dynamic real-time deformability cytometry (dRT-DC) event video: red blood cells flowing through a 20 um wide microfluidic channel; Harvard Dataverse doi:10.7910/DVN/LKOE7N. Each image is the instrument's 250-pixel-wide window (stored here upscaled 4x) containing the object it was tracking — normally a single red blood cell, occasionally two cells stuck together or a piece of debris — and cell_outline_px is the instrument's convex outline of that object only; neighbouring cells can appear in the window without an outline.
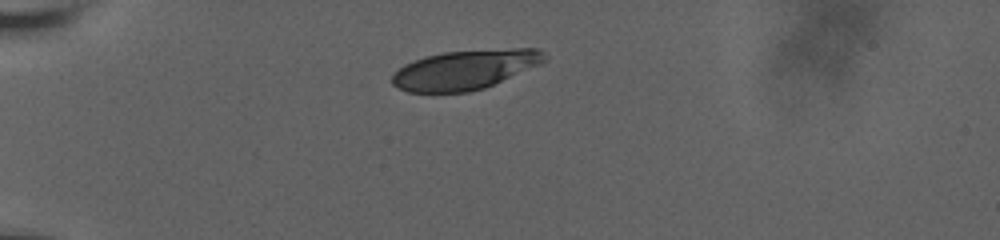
{"species": "human", "species_latin": "Homo sapiens", "temperature_condition": "room temperature", "stored_images_in_passage": 36, "camera_frame_rate_fps": 3000, "um_per_image_px": 0.085, "donor": {"sex": "male"}, "frame": {"image": 1, "passage_image": 1, "time_ms": 0.0, "image_size_px": [1000, 240], "cell_outline_px": [[548, 60], [540, 64], [484, 88], [468, 92], [408, 92], [392, 84], [392, 76], [404, 64], [424, 56], [444, 52], [512, 48], [540, 48], [544, 52]], "centroid_in_image_um": [39.55, 5.91], "position_along_channel_um": 45.4, "area_um2": 34.91}}
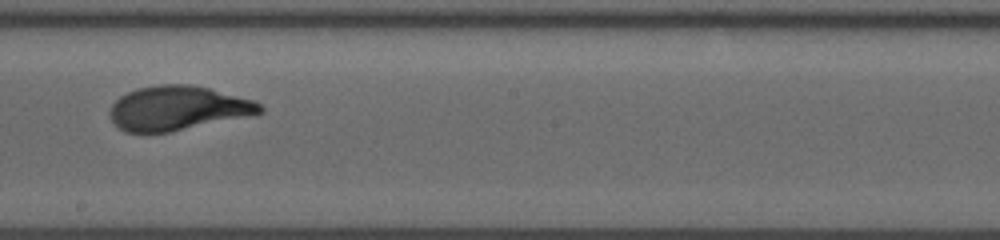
{"frame": {"image": 2, "passage_image": 20, "time_ms": 6.333, "image_size_px": [1000, 240], "cell_outline_px": [[264, 112], [172, 132], [124, 132], [116, 128], [108, 112], [112, 104], [120, 96], [136, 88], [160, 84], [188, 84], [208, 88], [256, 100], [264, 108]], "centroid_in_image_um": [15.08, 9.19], "position_along_channel_um": 233.1, "area_um2": 38.84}}
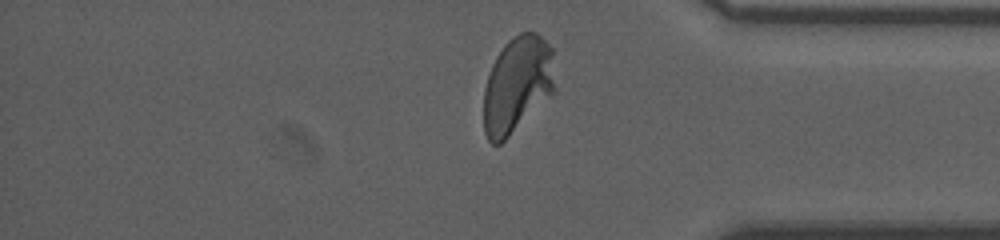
{"frame": {"image": 3, "passage_image": 34, "time_ms": 11.0, "image_size_px": [1000, 240], "cell_outline_px": [[556, 92], [552, 96], [500, 144], [492, 144], [488, 140], [484, 132], [484, 88], [492, 64], [496, 56], [504, 44], [508, 40], [520, 32], [536, 32], [552, 48], [556, 88]], "centroid_in_image_um": [43.99, 7.2], "position_along_channel_um": 391.2, "area_um2": 40.52}, "authors_computed_cell_mechanics": {"area_um2": 38.2636, "velocity_mm_per_s": 3.6306, "shape_relaxation_time_tau1_ms": 3.9032, "shape_relaxation_time_tau2_ms": null, "deformation_change_tau1": 0.1608, "deformation_change_tau2": null}}